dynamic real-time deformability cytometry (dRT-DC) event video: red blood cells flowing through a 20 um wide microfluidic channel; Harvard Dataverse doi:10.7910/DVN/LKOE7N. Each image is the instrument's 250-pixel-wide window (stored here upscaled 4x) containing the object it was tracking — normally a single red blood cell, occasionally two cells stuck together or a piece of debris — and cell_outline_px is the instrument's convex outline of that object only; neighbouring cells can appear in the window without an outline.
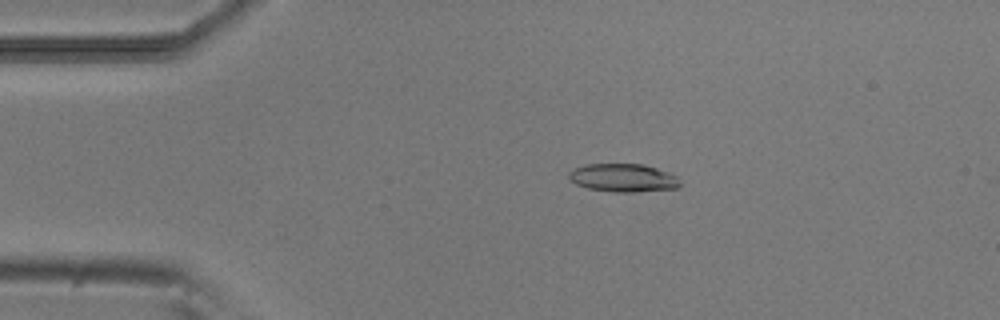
{"species": "common noctule bat (a hibernating species)", "species_latin": "Nyctalus noctula", "temperature_condition": "room temperature", "stored_images_in_passage": 52, "camera_frame_rate_fps": 3000, "um_per_image_px": 0.085, "animal": {"sex": "male", "body_mass_g": 20.5, "forearm_length_mm": 52.5}, "frame": {"image": 1, "passage_image": 9, "time_ms": 2.667, "image_size_px": [1000, 320], "cell_outline_px": [[680, 184], [676, 188], [632, 192], [616, 192], [588, 188], [576, 184], [568, 180], [568, 172], [576, 168], [588, 164], [644, 164], [668, 172], [676, 176]], "centroid_in_image_um": [52.94, 15.11], "position_along_channel_um": 32.1, "area_um2": 18.09}}
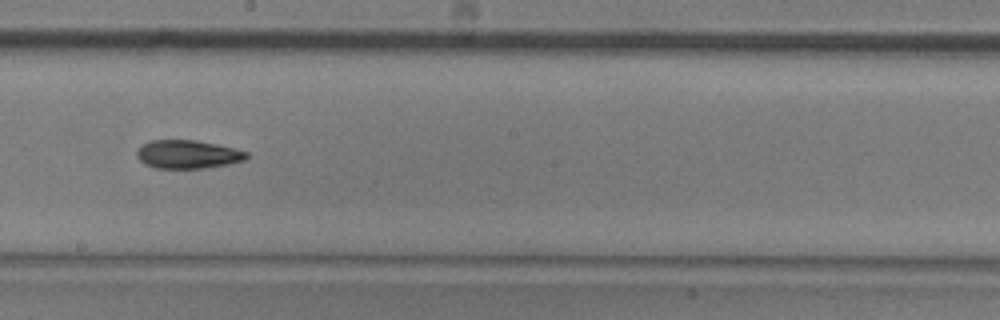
{"frame": {"image": 2, "passage_image": 28, "time_ms": 9.0, "image_size_px": [1000, 320], "cell_outline_px": [[248, 156], [244, 160], [228, 164], [204, 168], [156, 168], [144, 164], [136, 156], [136, 152], [144, 144], [152, 140], [196, 140], [216, 144], [248, 152]], "centroid_in_image_um": [15.95, 13.12], "position_along_channel_um": 232.3, "area_um2": 17.98}}
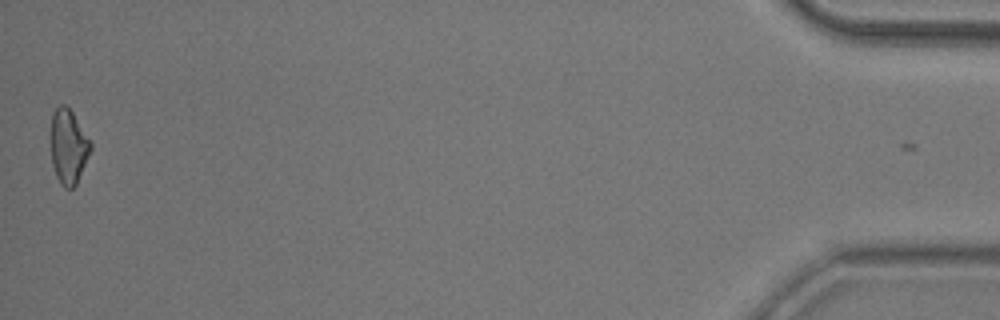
{"frame": {"image": 3, "passage_image": 51, "time_ms": 16.667, "image_size_px": [1000, 320], "cell_outline_px": [[92, 148], [76, 184], [72, 188], [64, 188], [60, 184], [56, 176], [52, 164], [52, 112], [60, 104], [64, 104], [72, 112], [92, 144]], "centroid_in_image_um": [5.82, 12.48], "position_along_channel_um": 429.4, "area_um2": 16.94}, "authors_computed_cell_mechanics": {"area_um2": 18.0625, "velocity_mm_per_s": 3.827, "shape_relaxation_time_tau1_ms": 5.5692, "shape_relaxation_time_tau2_ms": null, "deformation_change_tau1": 0.149, "deformation_change_tau2": null}}